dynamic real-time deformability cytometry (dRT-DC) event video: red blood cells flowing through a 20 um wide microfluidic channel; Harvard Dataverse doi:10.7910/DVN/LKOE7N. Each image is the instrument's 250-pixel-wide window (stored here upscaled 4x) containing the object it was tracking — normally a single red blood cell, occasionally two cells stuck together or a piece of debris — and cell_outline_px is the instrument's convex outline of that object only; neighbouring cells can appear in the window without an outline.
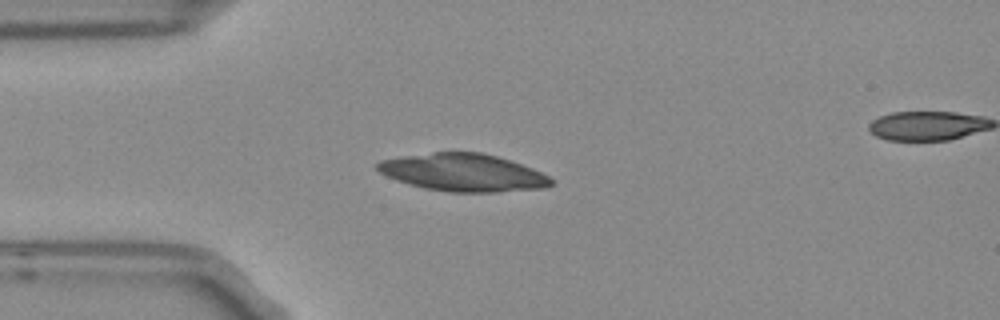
{"species": "Egyptian fruit bat (a non-hibernating species)", "species_latin": "Rousettus aegyptiacus", "temperature_condition": "room temperature", "stored_images_in_passage": 5, "camera_frame_rate_fps": 3000, "um_per_image_px": 0.085, "frame": {"image": 1, "passage_image": 4, "time_ms": 1.0, "image_size_px": [1000, 320], "cell_outline_px": [[556, 184], [548, 188], [496, 192], [448, 192], [424, 188], [408, 184], [396, 180], [380, 172], [376, 168], [376, 164], [380, 160], [432, 152], [480, 152], [496, 156], [532, 168], [556, 180]], "centroid_in_image_um": [39.42, 14.68], "position_along_channel_um": 45.6, "area_um2": 38.09}}